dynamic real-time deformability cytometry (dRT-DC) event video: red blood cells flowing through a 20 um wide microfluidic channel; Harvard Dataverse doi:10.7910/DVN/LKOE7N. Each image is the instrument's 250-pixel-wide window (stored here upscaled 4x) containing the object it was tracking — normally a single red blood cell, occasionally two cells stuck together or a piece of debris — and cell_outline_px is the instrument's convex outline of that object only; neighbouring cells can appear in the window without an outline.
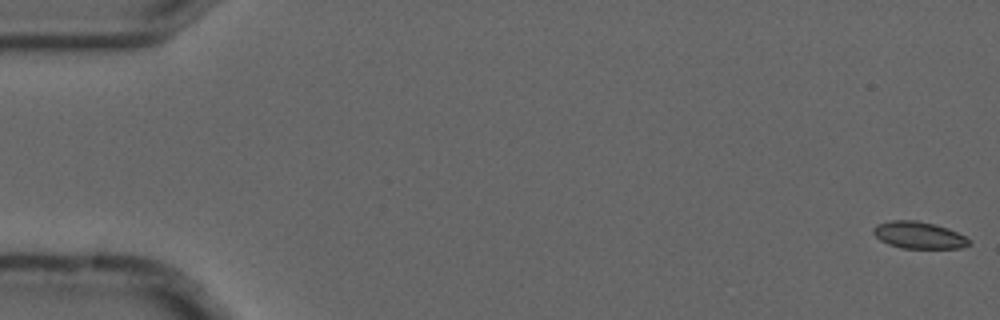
{"species": "common noctule bat (a hibernating species)", "species_latin": "Nyctalus noctula", "temperature_condition": "cold", "stored_images_in_passage": 8, "camera_frame_rate_fps": 3000, "um_per_image_px": 0.085, "animal": {"sex": "male", "forearm_length_mm": 52.5}, "frame": {"image": 1, "passage_image": 1, "time_ms": 0.0, "image_size_px": [1000, 320], "cell_outline_px": [[972, 244], [960, 248], [900, 248], [888, 244], [880, 240], [872, 232], [872, 228], [876, 224], [892, 220], [916, 220], [948, 228], [972, 240]], "centroid_in_image_um": [78.09, 19.99], "position_along_channel_um": 6.9, "area_um2": 15.09}}
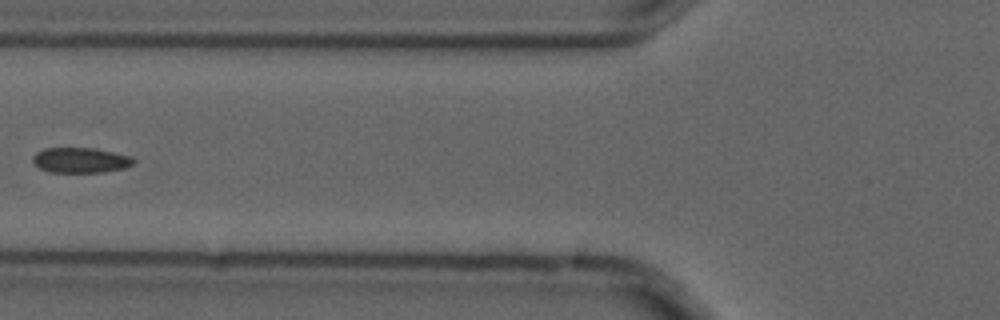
{"frame": {"image": 2, "passage_image": 7, "time_ms": 2.0, "image_size_px": [1000, 320], "cell_outline_px": [[136, 160], [132, 164], [124, 168], [104, 172], [48, 172], [40, 168], [32, 160], [32, 156], [36, 152], [44, 148], [96, 148], [132, 156]], "centroid_in_image_um": [6.85, 13.61], "position_along_channel_um": 118.9, "area_um2": 14.91}}
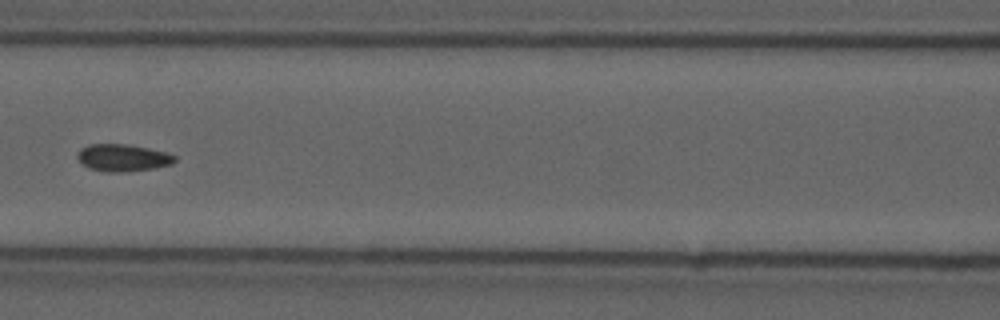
{"frame": {"image": 3, "passage_image": 8, "time_ms": 2.333, "image_size_px": [1000, 320], "cell_outline_px": [[176, 160], [172, 164], [152, 168], [124, 172], [104, 172], [88, 168], [80, 164], [76, 156], [76, 152], [80, 148], [88, 144], [128, 144], [148, 148], [164, 152], [176, 156]], "centroid_in_image_um": [10.36, 13.41], "position_along_channel_um": 156.2, "area_um2": 15.61}}